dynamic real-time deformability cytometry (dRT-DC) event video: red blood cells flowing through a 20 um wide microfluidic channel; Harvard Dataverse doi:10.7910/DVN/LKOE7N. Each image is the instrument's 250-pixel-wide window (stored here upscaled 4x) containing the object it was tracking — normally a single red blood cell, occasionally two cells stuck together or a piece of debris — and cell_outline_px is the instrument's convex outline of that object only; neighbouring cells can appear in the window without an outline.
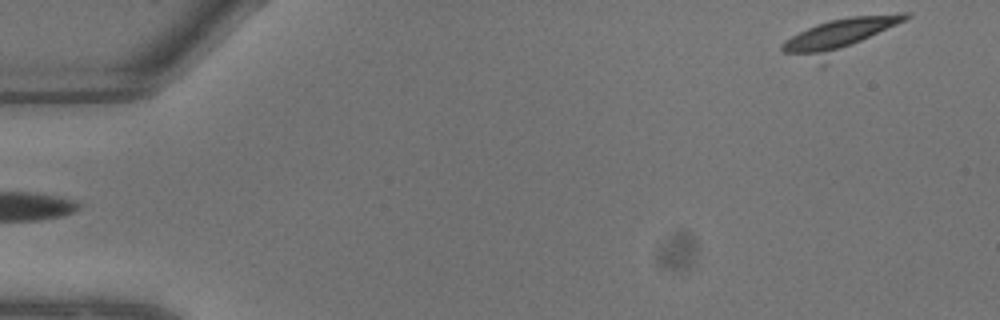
{"species": "common noctule bat (a hibernating species)", "species_latin": "Nyctalus noctula", "temperature_condition": "warm", "stored_images_in_passage": 8, "segment_of_instrument_passage": [2, 2], "camera_frame_rate_fps": 3000, "um_per_image_px": 0.085, "animal": {"sex": "male", "body_mass_g": 13.3}, "frame": {"image": 1, "passage_image": 8, "time_ms": 2.333, "image_size_px": [1000, 320], "cell_outline_px": [[912, 16], [824, 68], [820, 68], [784, 52], [780, 48], [780, 44], [784, 40], [816, 24], [828, 20], [848, 16], [900, 12], [912, 12]], "centroid_in_image_um": [71.34, 3.14], "position_along_channel_um": 13.7, "area_um2": 26.3}}